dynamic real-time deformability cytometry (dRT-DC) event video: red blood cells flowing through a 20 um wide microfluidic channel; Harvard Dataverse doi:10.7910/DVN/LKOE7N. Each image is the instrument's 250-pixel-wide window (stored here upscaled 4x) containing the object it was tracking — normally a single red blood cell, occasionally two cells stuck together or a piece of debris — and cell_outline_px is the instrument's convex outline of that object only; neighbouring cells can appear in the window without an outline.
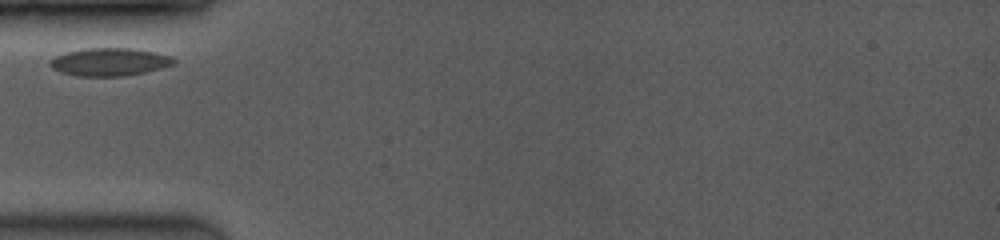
{"species": "common noctule bat (a hibernating species)", "species_latin": "Nyctalus noctula", "temperature_condition": "room temperature", "stored_images_in_passage": 11, "camera_frame_rate_fps": 3500, "um_per_image_px": 0.085, "animal": {"sex": "female", "body_mass_g": 19.0, "forearm_length_mm": 53.3}, "frame": {"image": 1, "passage_image": 1, "time_ms": 0.0, "image_size_px": [1000, 240], "cell_outline_px": [[176, 60], [172, 64], [160, 68], [144, 72], [124, 76], [76, 76], [60, 72], [52, 68], [48, 64], [48, 60], [64, 52], [84, 48], [136, 48], [172, 56]], "centroid_in_image_um": [9.26, 5.25], "position_along_channel_um": 75.7, "area_um2": 20.23}}
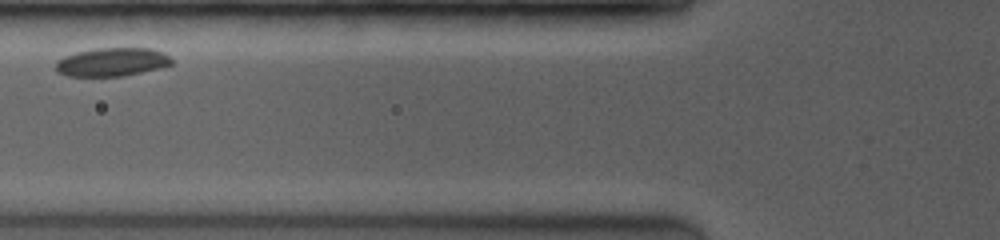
{"frame": {"image": 2, "passage_image": 4, "time_ms": 1.143, "image_size_px": [1000, 240], "cell_outline_px": [[172, 64], [160, 68], [124, 76], [68, 76], [56, 72], [56, 60], [64, 56], [76, 52], [96, 48], [152, 48], [164, 52], [172, 60]], "centroid_in_image_um": [9.51, 5.27], "position_along_channel_um": 116.3, "area_um2": 19.36}}
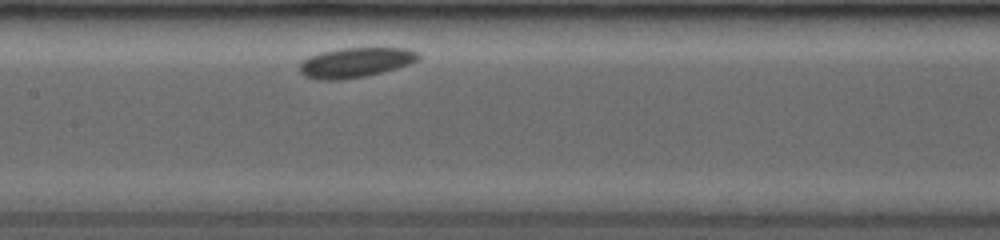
{"frame": {"image": 3, "passage_image": 9, "time_ms": 2.857, "image_size_px": [1000, 240], "cell_outline_px": [[420, 60], [384, 72], [368, 76], [340, 80], [316, 80], [304, 76], [300, 72], [300, 64], [304, 60], [312, 56], [324, 52], [340, 48], [408, 48], [416, 52], [420, 56]], "centroid_in_image_um": [30.24, 5.33], "position_along_channel_um": 177.2, "area_um2": 20.63}}